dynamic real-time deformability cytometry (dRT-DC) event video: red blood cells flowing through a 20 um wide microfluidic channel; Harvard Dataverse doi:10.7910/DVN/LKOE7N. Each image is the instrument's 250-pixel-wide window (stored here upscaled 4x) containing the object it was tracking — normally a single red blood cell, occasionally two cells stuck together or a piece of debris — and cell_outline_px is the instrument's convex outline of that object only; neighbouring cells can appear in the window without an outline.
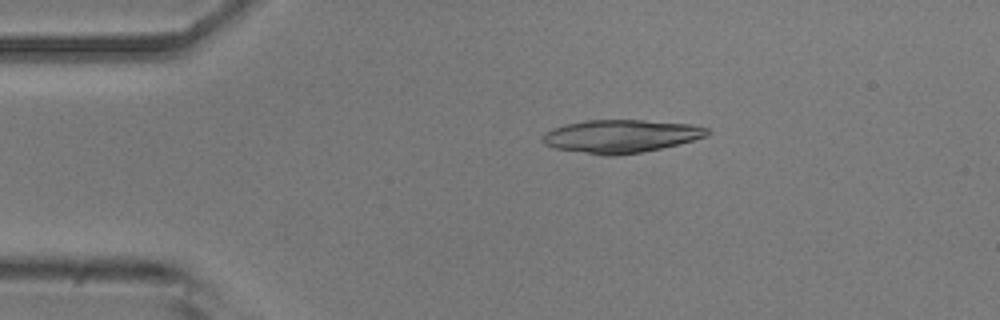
{"species": "common noctule bat (a hibernating species)", "species_latin": "Nyctalus noctula", "temperature_condition": "room temperature", "stored_images_in_passage": 11, "camera_frame_rate_fps": 3000, "um_per_image_px": 0.085, "animal": {"sex": "male", "body_mass_g": 20.5, "forearm_length_mm": 52.5}, "frame": {"image": 1, "passage_image": 1, "time_ms": 0.0, "image_size_px": [1000, 320], "cell_outline_px": [[712, 132], [704, 136], [692, 140], [644, 152], [612, 156], [604, 156], [556, 148], [544, 144], [540, 140], [540, 136], [544, 132], [552, 128], [564, 124], [588, 120], [644, 120], [692, 124], [708, 128]], "centroid_in_image_um": [52.72, 11.57], "position_along_channel_um": 32.3, "area_um2": 31.79}}